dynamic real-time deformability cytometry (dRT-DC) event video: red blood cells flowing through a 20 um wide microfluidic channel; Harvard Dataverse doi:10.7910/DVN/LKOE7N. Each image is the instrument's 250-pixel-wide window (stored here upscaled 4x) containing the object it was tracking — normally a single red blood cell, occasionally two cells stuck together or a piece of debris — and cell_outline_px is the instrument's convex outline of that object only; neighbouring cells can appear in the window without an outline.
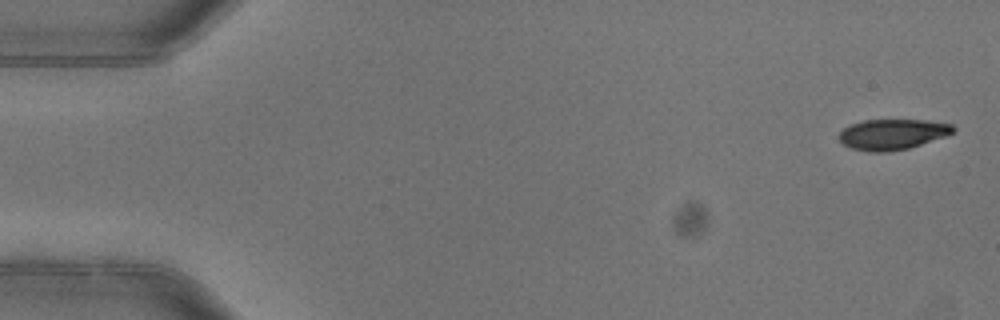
{"species": "common noctule bat (a hibernating species)", "species_latin": "Nyctalus noctula", "temperature_condition": "warm", "stored_images_in_passage": 4, "segment_of_instrument_passage": [2, 2], "camera_frame_rate_fps": 3000, "um_per_image_px": 0.085, "animal": {"sex": "female"}, "frame": {"image": 1, "passage_image": 4, "time_ms": 1.0, "image_size_px": [1000, 320], "cell_outline_px": [[956, 128], [952, 132], [944, 136], [908, 148], [888, 152], [868, 152], [852, 148], [844, 144], [840, 140], [840, 132], [844, 128], [852, 124], [864, 120], [924, 120], [952, 124]], "centroid_in_image_um": [75.84, 11.41], "position_along_channel_um": 9.2, "area_um2": 20.0}}